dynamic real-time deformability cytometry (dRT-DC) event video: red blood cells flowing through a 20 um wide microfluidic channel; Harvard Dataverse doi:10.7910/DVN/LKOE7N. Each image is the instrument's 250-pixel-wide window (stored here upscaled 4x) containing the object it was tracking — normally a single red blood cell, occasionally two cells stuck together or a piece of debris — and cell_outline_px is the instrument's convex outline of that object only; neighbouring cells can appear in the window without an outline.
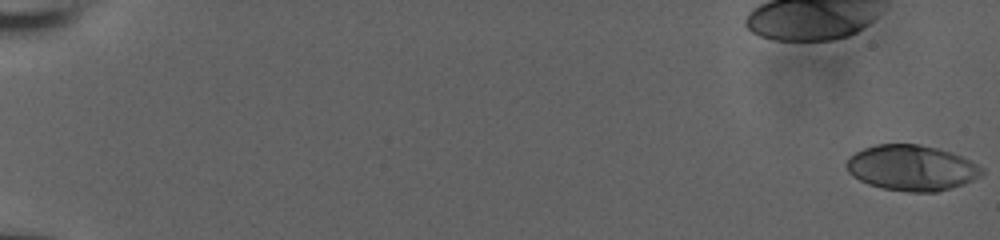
{"species": "human", "species_latin": "Homo sapiens", "temperature_condition": "room temperature", "stored_images_in_passage": 9, "camera_frame_rate_fps": 3000, "um_per_image_px": 0.085, "donor": {"sex": "male"}, "frame": {"image": 1, "passage_image": 1, "time_ms": 0.0, "image_size_px": [1000, 240], "cell_outline_px": [[984, 172], [980, 176], [964, 184], [936, 192], [908, 192], [884, 188], [868, 184], [852, 176], [848, 172], [844, 164], [848, 156], [864, 148], [876, 144], [920, 144], [940, 148], [952, 152], [984, 168]], "centroid_in_image_um": [77.46, 14.26], "position_along_channel_um": 7.5, "area_um2": 36.13}}